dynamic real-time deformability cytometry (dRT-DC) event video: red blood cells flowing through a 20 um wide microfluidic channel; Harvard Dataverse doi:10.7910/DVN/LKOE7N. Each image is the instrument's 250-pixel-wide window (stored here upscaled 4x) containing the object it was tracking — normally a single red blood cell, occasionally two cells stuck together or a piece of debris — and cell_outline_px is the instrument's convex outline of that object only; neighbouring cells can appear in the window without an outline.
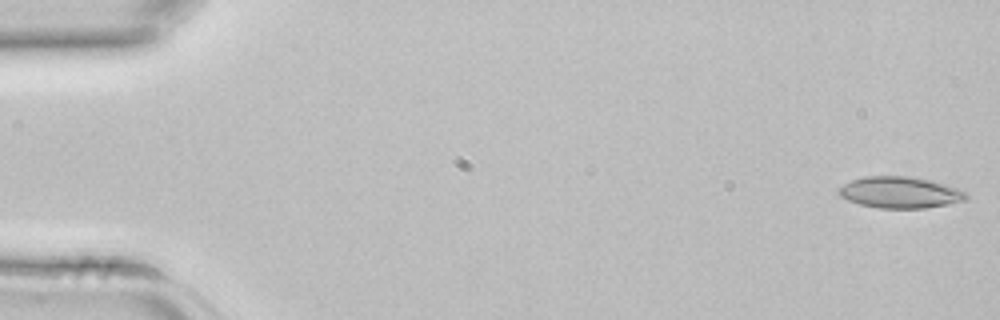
{"species": "common noctule bat (a hibernating species)", "species_latin": "Nyctalus noctula", "temperature_condition": "room temperature", "stored_images_in_passage": 3, "camera_frame_rate_fps": 3000, "um_per_image_px": 0.085, "animal": {"sex": "female", "body_mass_g": 22.7, "forearm_length_mm": 54.2}, "frame": {"image": 1, "passage_image": 1, "time_ms": 0.0, "image_size_px": [1000, 320], "cell_outline_px": [[968, 200], [948, 204], [924, 208], [880, 208], [860, 204], [848, 200], [840, 196], [836, 192], [844, 184], [852, 180], [864, 176], [912, 176], [932, 180], [956, 188], [964, 192], [968, 196]], "centroid_in_image_um": [76.5, 16.35], "position_along_channel_um": 8.5, "area_um2": 23.29}}
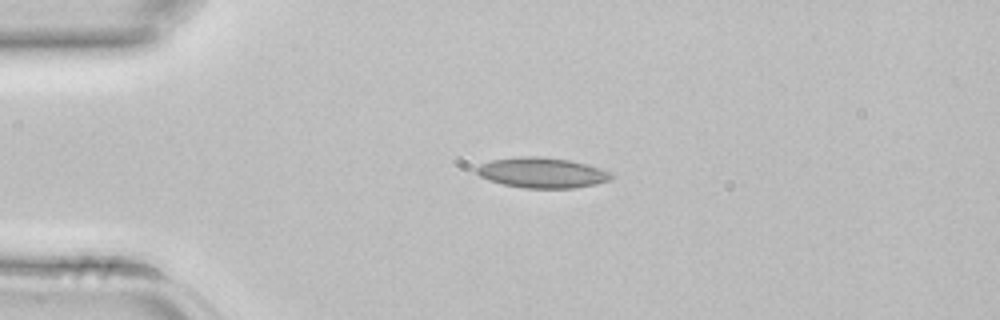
{"frame": {"image": 2, "passage_image": 3, "time_ms": 0.667, "image_size_px": [1000, 320], "cell_outline_px": [[612, 176], [608, 180], [596, 184], [572, 188], [524, 188], [504, 184], [488, 180], [480, 176], [476, 172], [476, 168], [480, 164], [492, 160], [516, 156], [540, 156], [572, 160], [600, 168], [612, 172]], "centroid_in_image_um": [46.06, 14.67], "position_along_channel_um": 38.9, "area_um2": 23.87}}